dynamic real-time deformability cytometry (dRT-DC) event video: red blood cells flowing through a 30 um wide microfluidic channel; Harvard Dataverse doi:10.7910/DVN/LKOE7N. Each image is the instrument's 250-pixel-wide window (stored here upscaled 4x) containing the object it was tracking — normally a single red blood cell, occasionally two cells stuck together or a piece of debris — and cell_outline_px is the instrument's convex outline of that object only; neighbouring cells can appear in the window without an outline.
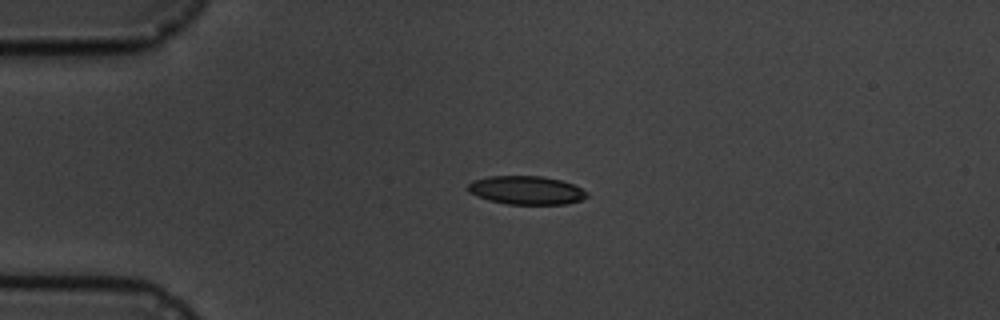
{"species": "common noctule bat (a hibernating species)", "species_latin": "Nyctalus noctula", "temperature_condition": "cold", "stored_images_in_passage": 5, "camera_frame_rate_fps": 3000, "um_per_image_px": 0.085, "animal": {"sex": "male", "body_mass_g": 19.5, "forearm_length_mm": 54.6}, "frame": {"image": 1, "passage_image": 3, "time_ms": 2.333, "image_size_px": [1000, 320], "cell_outline_px": [[588, 196], [580, 200], [568, 204], [508, 204], [488, 200], [476, 196], [468, 192], [468, 184], [472, 180], [488, 176], [544, 176], [560, 180], [572, 184], [588, 192]], "centroid_in_image_um": [44.71, 16.17], "position_along_channel_um": 40.3, "area_um2": 19.83}}
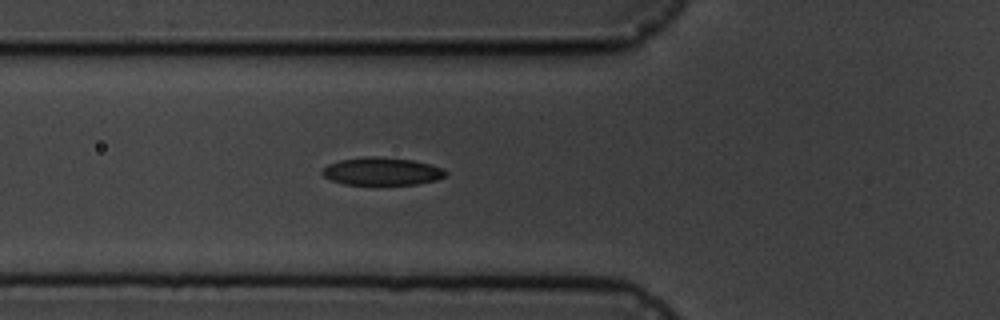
{"frame": {"image": 2, "passage_image": 5, "time_ms": 4.667, "image_size_px": [1000, 320], "cell_outline_px": [[448, 172], [444, 176], [436, 180], [416, 184], [344, 184], [332, 180], [324, 176], [320, 172], [328, 164], [340, 160], [364, 156], [372, 156], [412, 160], [444, 168]], "centroid_in_image_um": [32.45, 14.56], "position_along_channel_um": 93.3, "area_um2": 19.77}}